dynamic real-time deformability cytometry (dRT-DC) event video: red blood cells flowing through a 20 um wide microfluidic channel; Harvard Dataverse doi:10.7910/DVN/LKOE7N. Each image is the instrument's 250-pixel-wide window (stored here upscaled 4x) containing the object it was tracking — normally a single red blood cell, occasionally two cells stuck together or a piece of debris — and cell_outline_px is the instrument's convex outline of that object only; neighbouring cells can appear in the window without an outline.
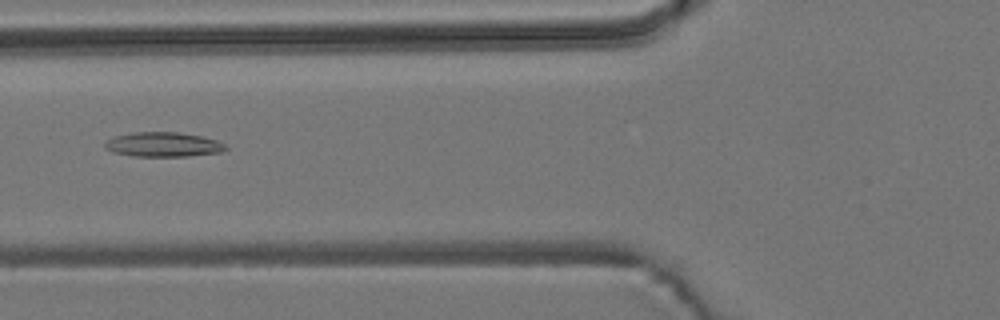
{"species": "common noctule bat (a hibernating species)", "species_latin": "Nyctalus noctula", "temperature_condition": "room temperature", "stored_images_in_passage": 7, "camera_frame_rate_fps": 3000, "um_per_image_px": 0.085, "animal": {"sex": "male", "body_mass_g": 19.2, "forearm_length_mm": 51.8}, "frame": {"image": 1, "passage_image": 4, "time_ms": 1.0, "image_size_px": [1000, 320], "cell_outline_px": [[228, 148], [220, 152], [188, 156], [132, 156], [112, 152], [104, 148], [104, 144], [108, 140], [116, 136], [132, 132], [176, 132], [204, 136], [216, 140], [224, 144]], "centroid_in_image_um": [13.86, 12.28], "position_along_channel_um": 111.9, "area_um2": 17.28}}
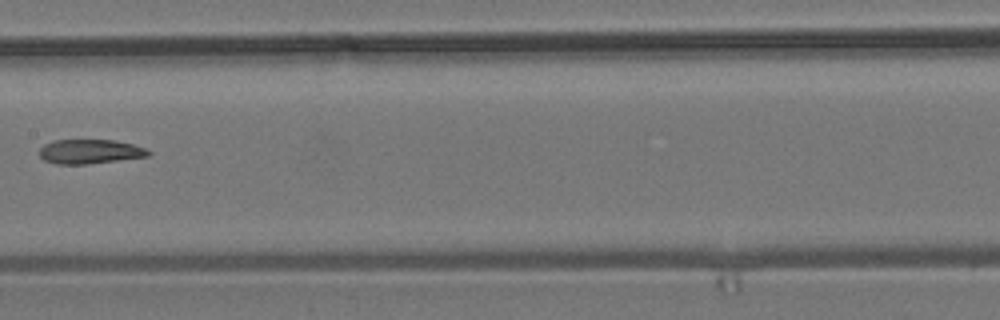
{"frame": {"image": 2, "passage_image": 6, "time_ms": 1.667, "image_size_px": [1000, 320], "cell_outline_px": [[152, 152], [148, 156], [88, 164], [56, 164], [44, 160], [40, 156], [40, 148], [44, 144], [56, 140], [116, 140], [132, 144], [144, 148]], "centroid_in_image_um": [7.63, 12.88], "position_along_channel_um": 199.8, "area_um2": 15.37}}
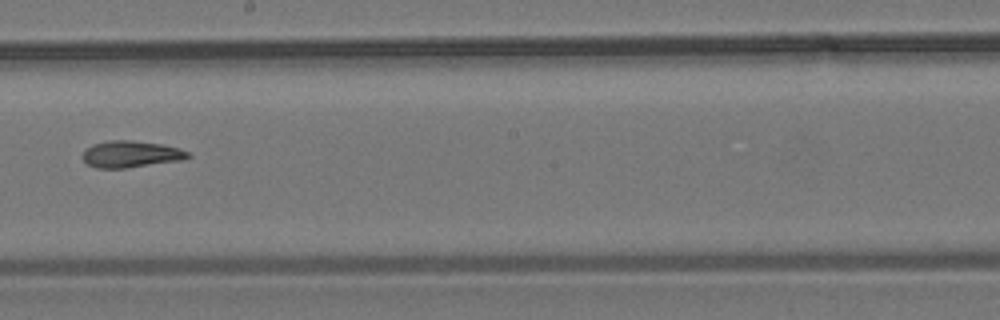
{"frame": {"image": 3, "passage_image": 7, "time_ms": 2.0, "image_size_px": [1000, 320], "cell_outline_px": [[192, 156], [184, 160], [124, 168], [96, 168], [88, 164], [84, 160], [84, 152], [92, 144], [108, 140], [132, 140], [160, 144], [180, 148], [188, 152]], "centroid_in_image_um": [11.16, 13.1], "position_along_channel_um": 237.0, "area_um2": 16.3}}